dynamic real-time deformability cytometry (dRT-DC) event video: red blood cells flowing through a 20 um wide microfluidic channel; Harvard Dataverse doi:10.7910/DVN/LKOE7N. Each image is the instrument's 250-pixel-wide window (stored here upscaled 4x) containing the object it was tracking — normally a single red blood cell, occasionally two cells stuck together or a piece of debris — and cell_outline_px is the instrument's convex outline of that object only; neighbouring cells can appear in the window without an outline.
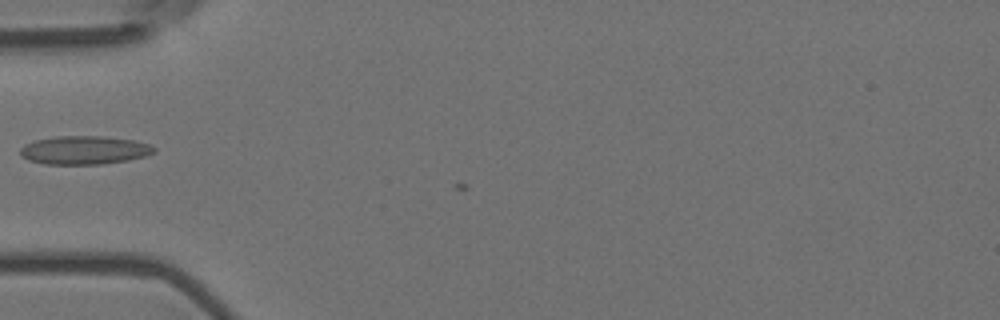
{"species": "Egyptian fruit bat (a non-hibernating species)", "species_latin": "Rousettus aegyptiacus", "temperature_condition": "room temperature", "stored_images_in_passage": 3, "camera_frame_rate_fps": 3000, "um_per_image_px": 0.085, "animal": {"sex": "female"}, "frame": {"image": 1, "passage_image": 2, "time_ms": 0.333, "image_size_px": [1000, 320], "cell_outline_px": [[156, 152], [144, 156], [128, 160], [100, 164], [44, 164], [28, 160], [20, 156], [20, 148], [24, 144], [36, 140], [56, 136], [100, 136], [132, 140], [148, 144], [156, 148]], "centroid_in_image_um": [7.13, 12.76], "position_along_channel_um": 77.9, "area_um2": 22.14}}